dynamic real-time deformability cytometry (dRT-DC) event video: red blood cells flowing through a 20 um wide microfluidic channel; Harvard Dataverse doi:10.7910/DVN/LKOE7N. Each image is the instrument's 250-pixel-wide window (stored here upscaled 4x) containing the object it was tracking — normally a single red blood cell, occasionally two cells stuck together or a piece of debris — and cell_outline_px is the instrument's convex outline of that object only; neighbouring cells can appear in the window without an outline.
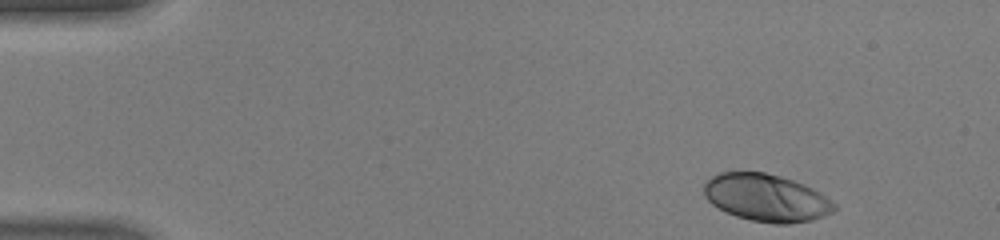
{"species": "human", "species_latin": "Homo sapiens", "temperature_condition": "warm", "stored_images_in_passage": 42, "camera_frame_rate_fps": 3000, "um_per_image_px": 0.085, "donor": {"sex": "male"}, "frame": {"image": 1, "passage_image": 1, "time_ms": 0.0, "image_size_px": [1000, 240], "cell_outline_px": [[836, 208], [832, 212], [824, 216], [812, 220], [788, 224], [772, 224], [752, 220], [736, 216], [712, 204], [704, 196], [704, 184], [712, 176], [720, 172], [764, 172], [780, 176], [804, 184], [820, 192], [836, 204]], "centroid_in_image_um": [65.15, 16.81], "position_along_channel_um": 19.9, "area_um2": 35.89}}
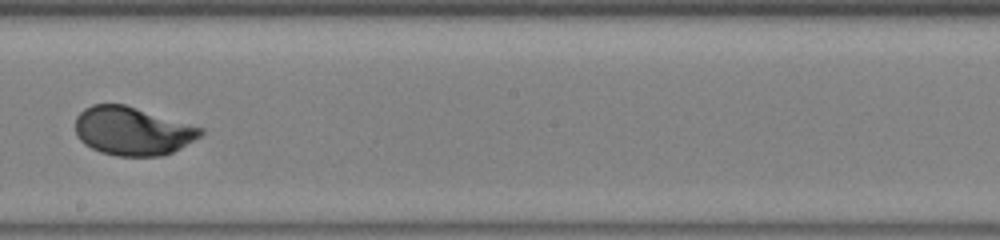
{"frame": {"image": 2, "passage_image": 23, "time_ms": 7.333, "image_size_px": [1000, 240], "cell_outline_px": [[204, 132], [200, 136], [180, 148], [172, 152], [160, 156], [116, 156], [100, 152], [84, 144], [76, 136], [76, 116], [84, 108], [92, 104], [124, 104], [204, 128]], "centroid_in_image_um": [11.24, 11.14], "position_along_channel_um": 237.0, "area_um2": 35.32}}
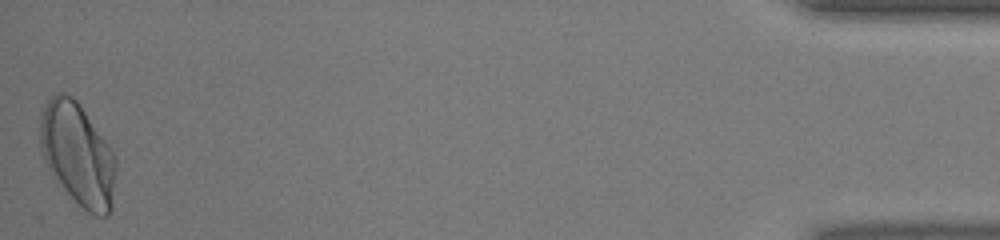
{"frame": {"image": 3, "passage_image": 42, "time_ms": 13.667, "image_size_px": [1000, 240], "cell_outline_px": [[116, 168], [112, 208], [108, 216], [96, 216], [88, 212], [56, 184], [44, 160], [40, 144], [40, 116], [48, 100], [56, 92], [64, 92], [72, 96], [80, 104], [116, 156]], "centroid_in_image_um": [6.6, 13.13], "position_along_channel_um": 428.6, "area_um2": 45.6}, "authors_computed_cell_mechanics": {"area_um2": 35.7493, "velocity_mm_per_s": 4.4448, "shape_relaxation_time_tau1_ms": 2.4806, "shape_relaxation_time_tau2_ms": null, "deformation_change_tau1": 0.1727, "deformation_change_tau2": null}}